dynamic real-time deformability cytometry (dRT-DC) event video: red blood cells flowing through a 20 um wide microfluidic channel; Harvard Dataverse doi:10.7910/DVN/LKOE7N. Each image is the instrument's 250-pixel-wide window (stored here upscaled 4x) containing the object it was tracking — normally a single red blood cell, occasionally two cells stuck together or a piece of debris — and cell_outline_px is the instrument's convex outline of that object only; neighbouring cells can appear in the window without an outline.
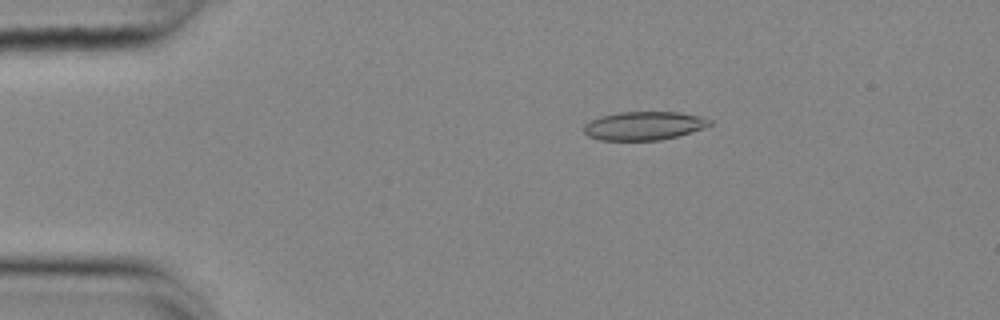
{"species": "common noctule bat (a hibernating species)", "species_latin": "Nyctalus noctula", "temperature_condition": "cold", "stored_images_in_passage": 45, "camera_frame_rate_fps": 3000, "um_per_image_px": 0.085, "animal": {"sex": "female", "body_mass_g": 25.1}, "frame": {"image": 1, "passage_image": 1, "time_ms": 0.0, "image_size_px": [1000, 320], "cell_outline_px": [[712, 124], [704, 128], [676, 136], [660, 140], [600, 140], [588, 136], [584, 132], [584, 124], [592, 120], [604, 116], [620, 112], [676, 112], [700, 116], [712, 120]], "centroid_in_image_um": [54.75, 10.69], "position_along_channel_um": 30.3, "area_um2": 20.69}}
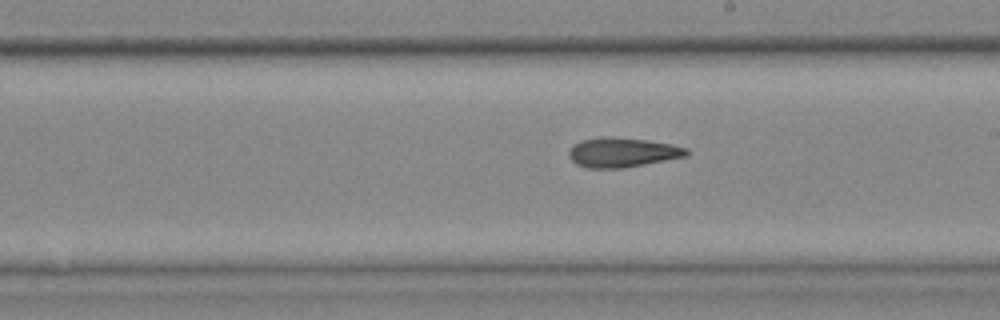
{"frame": {"image": 2, "passage_image": 22, "time_ms": 7.0, "image_size_px": [1000, 320], "cell_outline_px": [[688, 156], [624, 168], [588, 168], [576, 164], [568, 156], [568, 148], [580, 140], [600, 136], [608, 136], [648, 140], [672, 144], [688, 148]], "centroid_in_image_um": [52.88, 12.94], "position_along_channel_um": 236.1, "area_um2": 20.58}}
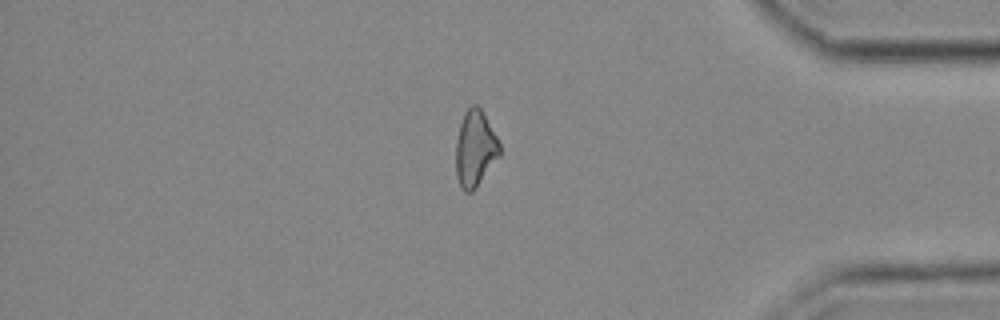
{"frame": {"image": 3, "passage_image": 37, "time_ms": 12.0, "image_size_px": [1000, 320], "cell_outline_px": [[500, 156], [476, 188], [472, 192], [464, 192], [460, 188], [456, 176], [456, 140], [460, 124], [464, 112], [472, 104], [476, 104], [480, 108], [496, 136], [500, 144]], "centroid_in_image_um": [40.37, 12.67], "position_along_channel_um": 394.8, "area_um2": 19.48}, "authors_computed_cell_mechanics": {"area_um2": 20.2878, "velocity_mm_per_s": 3.7023, "shape_relaxation_time_tau1_ms": 8.8369, "shape_relaxation_time_tau2_ms": 5.5017, "deformation_change_tau1": 0.1953, "deformation_change_tau2": 0.1578}}